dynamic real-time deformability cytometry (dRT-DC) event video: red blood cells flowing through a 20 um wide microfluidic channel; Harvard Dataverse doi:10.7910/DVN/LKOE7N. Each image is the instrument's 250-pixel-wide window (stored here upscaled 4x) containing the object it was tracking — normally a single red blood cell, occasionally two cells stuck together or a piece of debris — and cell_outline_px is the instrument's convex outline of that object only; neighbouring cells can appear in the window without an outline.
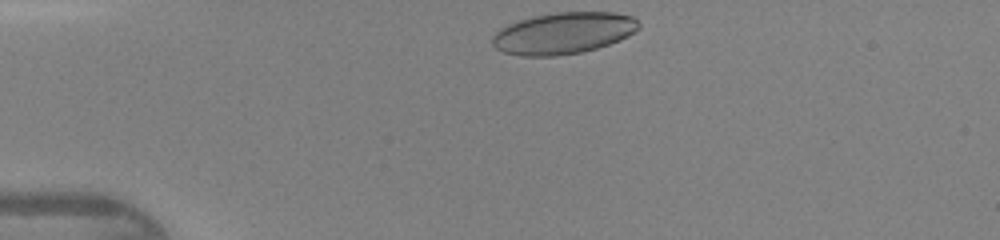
{"species": "human", "species_latin": "Homo sapiens", "temperature_condition": "warm", "stored_images_in_passage": 29, "camera_frame_rate_fps": 3000, "um_per_image_px": 0.085, "donor": {"sex": "female"}, "frame": {"image": 1, "passage_image": 1, "time_ms": 0.0, "image_size_px": [1000, 240], "cell_outline_px": [[640, 28], [628, 36], [620, 40], [596, 48], [580, 52], [556, 56], [520, 56], [504, 52], [496, 48], [492, 44], [492, 36], [500, 28], [508, 24], [532, 16], [556, 12], [616, 12], [632, 16], [640, 24]], "centroid_in_image_um": [47.89, 2.81], "position_along_channel_um": 37.1, "area_um2": 35.55}}
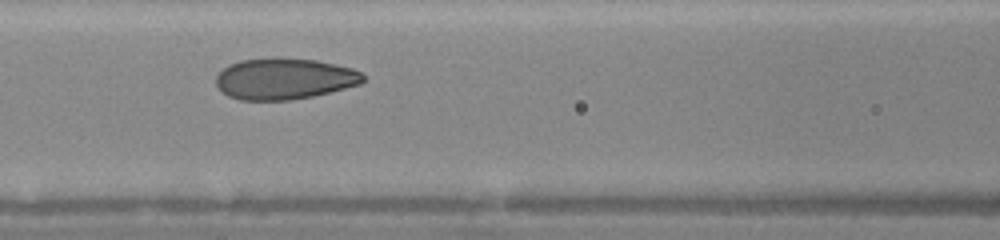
{"frame": {"image": 2, "passage_image": 11, "time_ms": 3.333, "image_size_px": [1000, 240], "cell_outline_px": [[364, 80], [360, 84], [312, 96], [292, 100], [240, 100], [228, 96], [216, 84], [216, 76], [228, 64], [240, 60], [272, 56], [276, 56], [316, 60], [352, 68], [360, 72], [364, 76]], "centroid_in_image_um": [24.14, 6.67], "position_along_channel_um": 142.5, "area_um2": 35.55}}
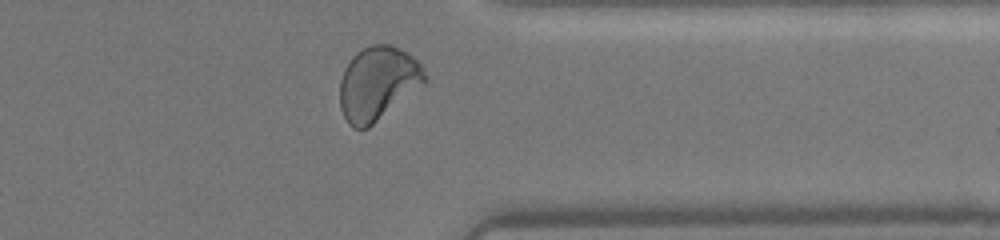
{"frame": {"image": 3, "passage_image": 27, "time_ms": 8.667, "image_size_px": [1000, 240], "cell_outline_px": [[428, 80], [424, 84], [368, 128], [352, 128], [348, 124], [340, 108], [340, 80], [344, 68], [352, 56], [356, 52], [368, 44], [388, 44], [400, 48], [412, 56], [424, 68]], "centroid_in_image_um": [32.1, 7.06], "position_along_channel_um": 379.3, "area_um2": 36.59}}